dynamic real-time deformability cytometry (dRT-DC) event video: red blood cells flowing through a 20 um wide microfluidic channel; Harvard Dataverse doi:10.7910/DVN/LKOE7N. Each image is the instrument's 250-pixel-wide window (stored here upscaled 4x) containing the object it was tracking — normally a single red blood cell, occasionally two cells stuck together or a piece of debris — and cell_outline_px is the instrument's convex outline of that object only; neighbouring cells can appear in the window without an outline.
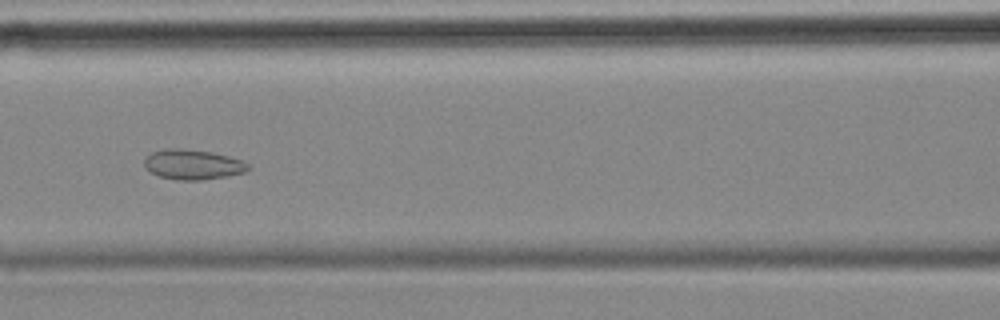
{"species": "common noctule bat (a hibernating species)", "species_latin": "Nyctalus noctula", "temperature_condition": "cold", "stored_images_in_passage": 56, "camera_frame_rate_fps": 3000, "um_per_image_px": 0.085, "animal": {"sex": "female", "body_mass_g": 18.4}, "frame": {"image": 1, "passage_image": 24, "time_ms": 7.667, "image_size_px": [1000, 320], "cell_outline_px": [[248, 168], [244, 172], [224, 176], [200, 180], [180, 180], [160, 176], [152, 172], [144, 164], [144, 160], [152, 152], [164, 148], [180, 148], [212, 152], [228, 156], [240, 160], [248, 164]], "centroid_in_image_um": [16.36, 13.97], "position_along_channel_um": 150.2, "area_um2": 17.74}}
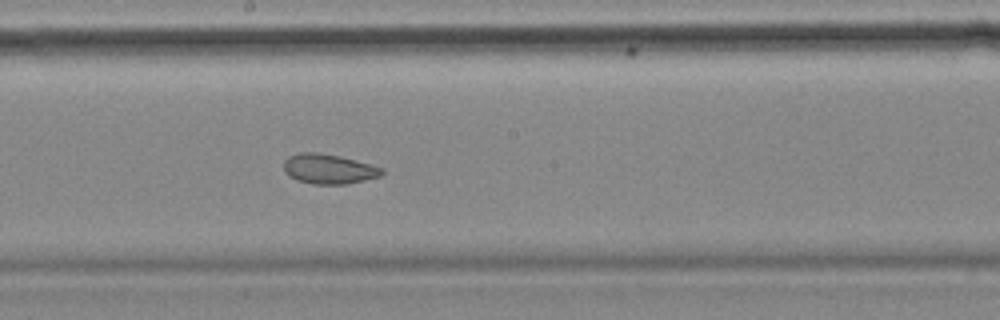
{"frame": {"image": 2, "passage_image": 30, "time_ms": 9.667, "image_size_px": [1000, 320], "cell_outline_px": [[384, 172], [380, 176], [348, 184], [312, 184], [296, 180], [288, 176], [284, 172], [284, 160], [288, 156], [300, 152], [316, 152], [340, 156], [372, 164], [384, 168]], "centroid_in_image_um": [27.93, 14.36], "position_along_channel_um": 220.3, "area_um2": 17.28}}
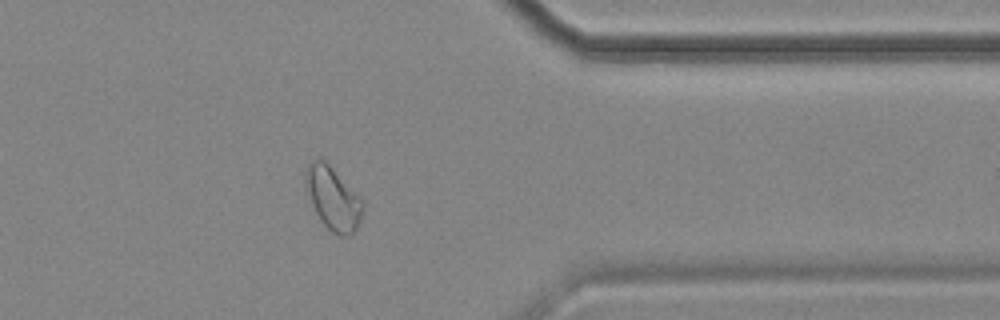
{"frame": {"image": 3, "passage_image": 45, "time_ms": 14.667, "image_size_px": [1000, 320], "cell_outline_px": [[364, 208], [360, 220], [356, 228], [348, 236], [340, 236], [332, 232], [320, 220], [312, 204], [304, 184], [304, 172], [308, 164], [312, 160], [320, 156], [332, 168], [364, 204]], "centroid_in_image_um": [28.25, 16.85], "position_along_channel_um": 383.1, "area_um2": 20.58}, "authors_computed_cell_mechanics": {"area_um2": 21.6461, "velocity_mm_per_s": 3.5189, "shape_relaxation_time_tau1_ms": null, "shape_relaxation_time_tau2_ms": 1.9257, "deformation_change_tau1": null, "deformation_change_tau2": 0.0608}}